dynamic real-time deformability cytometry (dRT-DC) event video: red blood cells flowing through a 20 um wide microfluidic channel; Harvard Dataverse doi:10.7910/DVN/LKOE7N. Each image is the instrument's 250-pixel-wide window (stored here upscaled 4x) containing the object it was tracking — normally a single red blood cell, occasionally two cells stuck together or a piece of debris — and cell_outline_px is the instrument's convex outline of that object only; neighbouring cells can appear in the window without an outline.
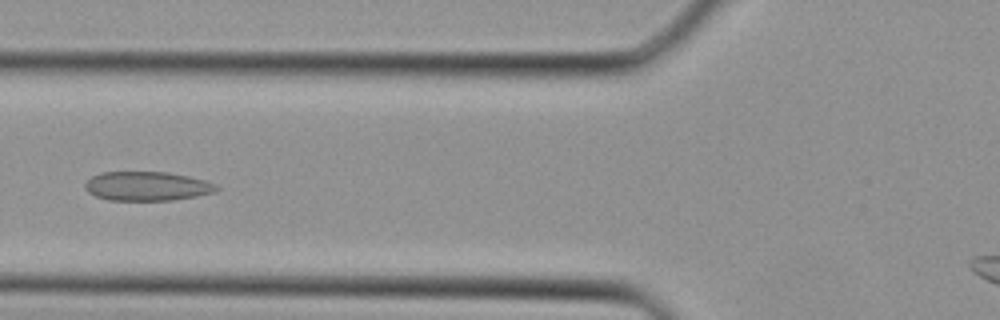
{"species": "Egyptian fruit bat (a non-hibernating species)", "species_latin": "Rousettus aegyptiacus", "temperature_condition": "cold", "stored_images_in_passage": 29, "camera_frame_rate_fps": 3000, "um_per_image_px": 0.085, "animal": {"sex": "female"}, "frame": {"image": 1, "passage_image": 14, "time_ms": 4.333, "image_size_px": [1000, 320], "cell_outline_px": [[220, 188], [216, 192], [196, 196], [172, 200], [108, 200], [96, 196], [88, 192], [84, 188], [84, 184], [92, 176], [100, 172], [168, 172], [188, 176], [204, 180], [216, 184]], "centroid_in_image_um": [12.5, 15.82], "position_along_channel_um": 113.3, "area_um2": 22.37}}
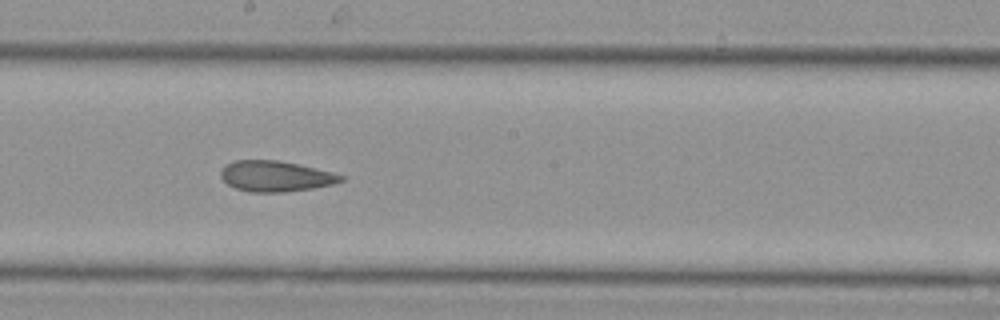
{"frame": {"image": 2, "passage_image": 20, "time_ms": 6.333, "image_size_px": [1000, 320], "cell_outline_px": [[344, 180], [332, 184], [312, 188], [284, 192], [248, 192], [236, 188], [228, 184], [220, 176], [220, 172], [224, 164], [236, 160], [276, 160], [296, 164], [332, 172], [344, 176]], "centroid_in_image_um": [23.38, 14.98], "position_along_channel_um": 224.8, "area_um2": 21.33}}
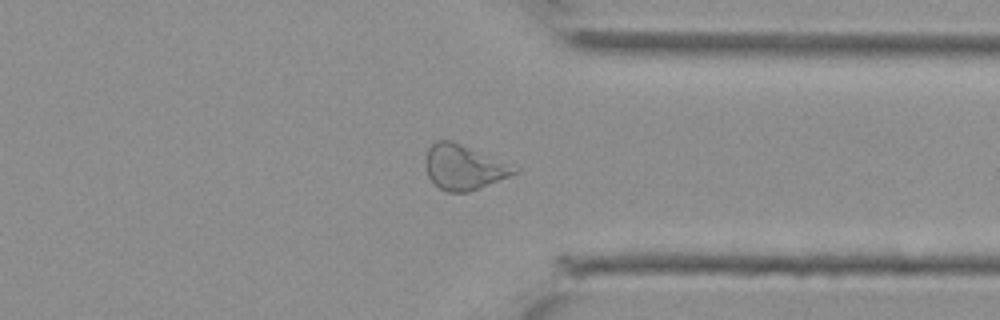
{"frame": {"image": 3, "passage_image": 28, "time_ms": 9.0, "image_size_px": [1000, 320], "cell_outline_px": [[520, 168], [516, 172], [508, 176], [480, 188], [468, 192], [448, 192], [440, 188], [428, 176], [424, 164], [428, 148], [436, 140], [452, 140]], "centroid_in_image_um": [39.39, 14.2], "position_along_channel_um": 372.0, "area_um2": 23.0}}